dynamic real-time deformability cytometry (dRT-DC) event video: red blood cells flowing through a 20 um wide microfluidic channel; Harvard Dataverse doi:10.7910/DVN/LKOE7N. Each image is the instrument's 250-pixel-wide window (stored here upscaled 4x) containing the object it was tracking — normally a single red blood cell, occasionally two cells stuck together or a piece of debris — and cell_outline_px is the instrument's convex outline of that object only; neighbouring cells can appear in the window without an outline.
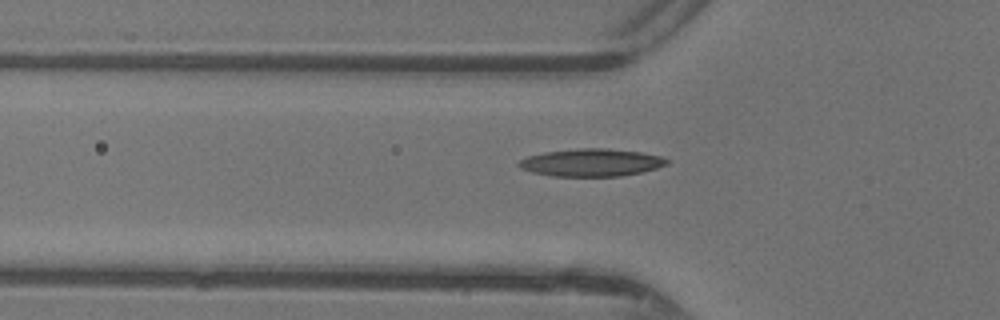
{"species": "common noctule bat (a hibernating species)", "species_latin": "Nyctalus noctula", "temperature_condition": "warm", "stored_images_in_passage": 37, "camera_frame_rate_fps": 3000, "um_per_image_px": 0.085, "animal": {"sex": "female"}, "frame": {"image": 1, "passage_image": 11, "time_ms": 3.333, "image_size_px": [1000, 320], "cell_outline_px": [[668, 164], [656, 168], [640, 172], [620, 176], [552, 176], [532, 172], [520, 168], [516, 164], [520, 160], [528, 156], [544, 152], [576, 148], [608, 148], [640, 152], [660, 156], [668, 160]], "centroid_in_image_um": [50.23, 13.81], "position_along_channel_um": 75.6, "area_um2": 23.76}}
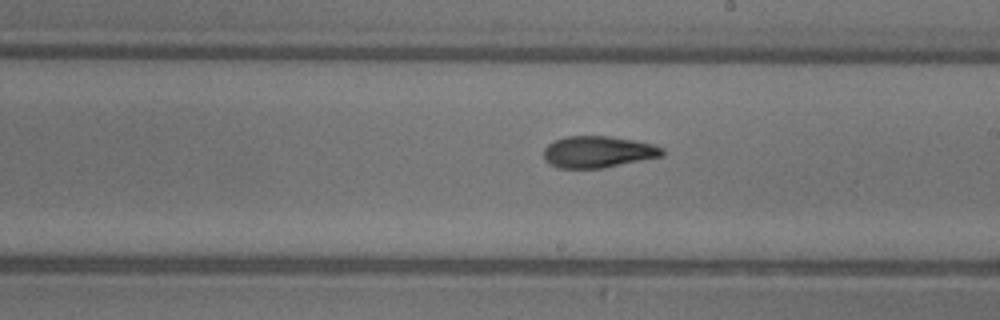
{"frame": {"image": 2, "passage_image": 22, "time_ms": 7.0, "image_size_px": [1000, 320], "cell_outline_px": [[664, 156], [604, 168], [556, 168], [544, 160], [544, 148], [548, 144], [564, 136], [608, 136], [636, 140], [652, 144], [664, 148]], "centroid_in_image_um": [50.84, 12.91], "position_along_channel_um": 238.2, "area_um2": 22.08}}
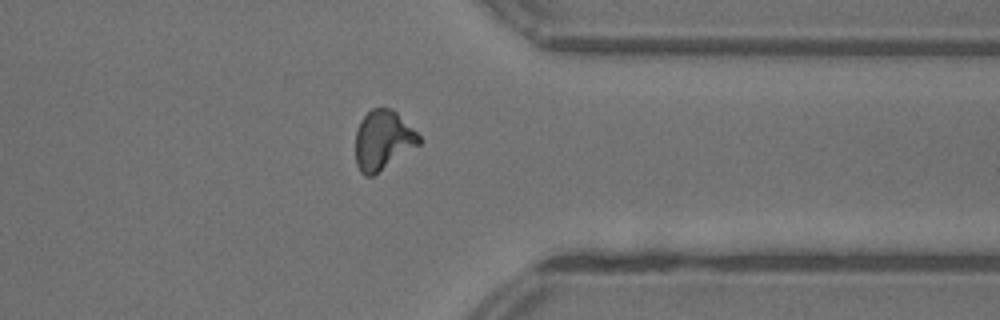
{"frame": {"image": 3, "passage_image": 32, "time_ms": 10.333, "image_size_px": [1000, 320], "cell_outline_px": [[424, 140], [420, 144], [372, 176], [364, 176], [360, 172], [356, 164], [356, 128], [360, 120], [372, 108], [392, 108]], "centroid_in_image_um": [32.54, 11.91], "position_along_channel_um": 378.9, "area_um2": 21.91}}